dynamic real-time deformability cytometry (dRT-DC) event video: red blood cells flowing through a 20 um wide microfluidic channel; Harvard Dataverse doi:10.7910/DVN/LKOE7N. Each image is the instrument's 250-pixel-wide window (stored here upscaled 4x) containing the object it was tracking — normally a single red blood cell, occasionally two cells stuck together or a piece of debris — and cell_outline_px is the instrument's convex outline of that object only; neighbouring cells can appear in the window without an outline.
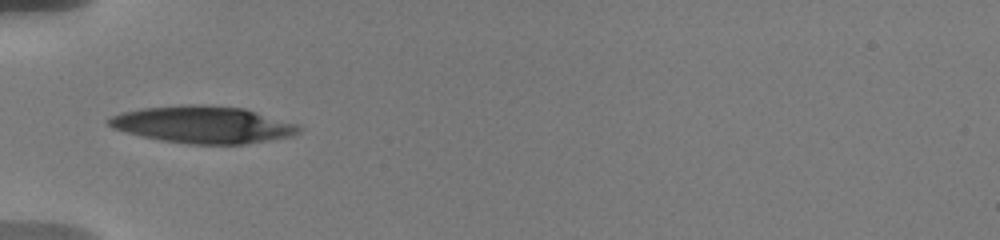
{"species": "human", "species_latin": "Homo sapiens", "temperature_condition": "warm", "stored_images_in_passage": 22, "camera_frame_rate_fps": 3000, "um_per_image_px": 0.085, "donor": {"sex": "male"}, "frame": {"image": 1, "passage_image": 1, "time_ms": 0.0, "image_size_px": [1000, 240], "cell_outline_px": [[300, 132], [292, 136], [248, 144], [188, 144], [160, 140], [140, 136], [112, 128], [104, 120], [120, 112], [140, 108], [180, 104], [200, 104], [244, 108], [300, 124]], "centroid_in_image_um": [17.24, 10.59], "position_along_channel_um": 67.8, "area_um2": 41.62}}
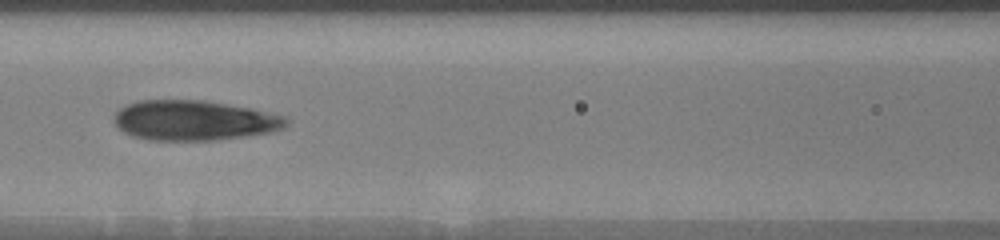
{"frame": {"image": 2, "passage_image": 8, "time_ms": 2.333, "image_size_px": [1000, 240], "cell_outline_px": [[288, 124], [284, 128], [268, 132], [244, 136], [216, 140], [148, 140], [132, 136], [124, 132], [112, 120], [116, 112], [124, 104], [136, 100], [204, 100], [252, 108], [288, 116]], "centroid_in_image_um": [16.49, 10.22], "position_along_channel_um": 150.1, "area_um2": 40.46}}
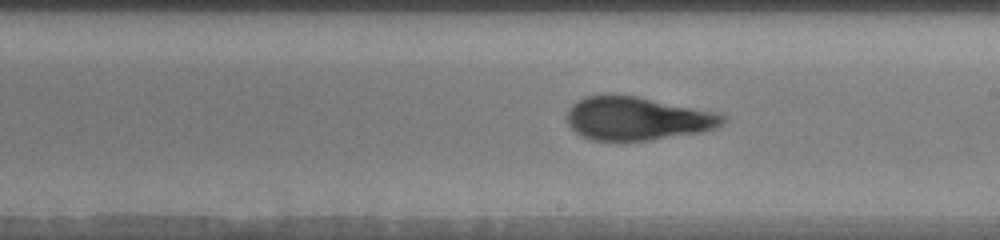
{"frame": {"image": 3, "passage_image": 21, "time_ms": 4.667, "image_size_px": [1000, 240], "cell_outline_px": [[728, 116], [724, 124], [716, 128], [700, 132], [648, 140], [592, 140], [580, 136], [568, 124], [564, 116], [568, 108], [572, 104], [584, 96], [636, 96], [724, 112]], "centroid_in_image_um": [54.23, 10.07], "position_along_channel_um": 234.8, "area_um2": 39.77}}